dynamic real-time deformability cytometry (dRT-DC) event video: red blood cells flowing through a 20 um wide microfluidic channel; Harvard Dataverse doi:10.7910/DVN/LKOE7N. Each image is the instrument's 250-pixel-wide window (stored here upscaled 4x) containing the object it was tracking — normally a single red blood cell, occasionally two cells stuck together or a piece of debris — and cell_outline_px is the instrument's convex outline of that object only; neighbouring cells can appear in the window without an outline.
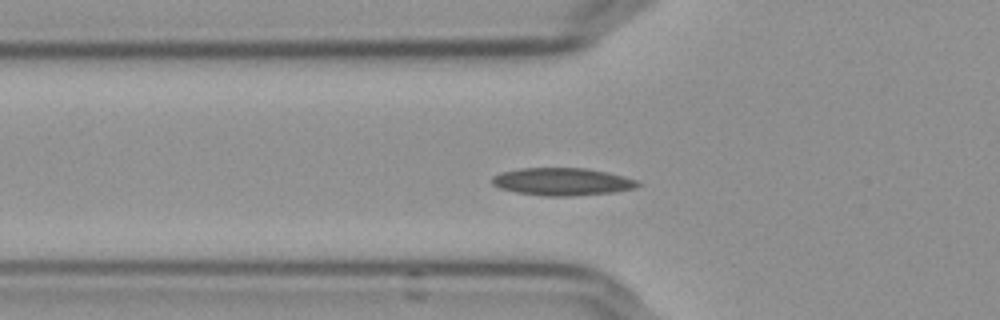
{"species": "Egyptian fruit bat (a non-hibernating species)", "species_latin": "Rousettus aegyptiacus", "temperature_condition": "cold", "stored_images_in_passage": 38, "camera_frame_rate_fps": 3000, "um_per_image_px": 0.085, "frame": {"image": 1, "passage_image": 2, "time_ms": 0.333, "image_size_px": [1000, 320], "cell_outline_px": [[644, 184], [636, 188], [616, 192], [572, 196], [544, 196], [516, 192], [500, 188], [492, 184], [492, 176], [500, 172], [520, 168], [584, 168], [624, 176], [636, 180]], "centroid_in_image_um": [47.8, 15.45], "position_along_channel_um": 78.0, "area_um2": 23.52}}
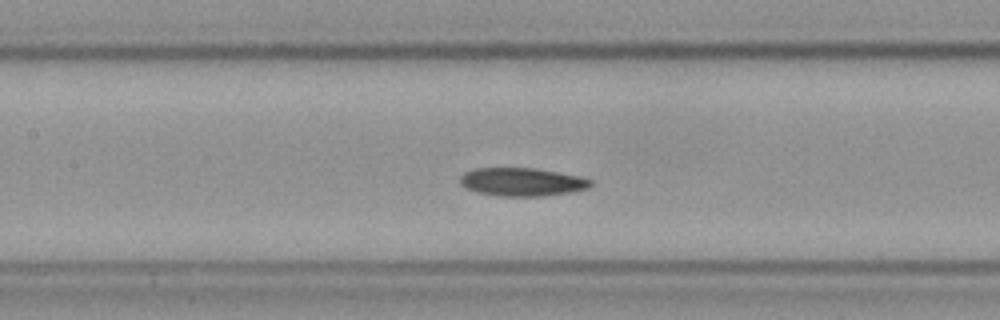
{"frame": {"image": 2, "passage_image": 9, "time_ms": 2.667, "image_size_px": [1000, 320], "cell_outline_px": [[592, 184], [588, 188], [572, 192], [544, 196], [500, 196], [476, 192], [460, 184], [460, 176], [464, 172], [472, 168], [536, 168], [580, 176], [592, 180]], "centroid_in_image_um": [44.37, 15.46], "position_along_channel_um": 163.0, "area_um2": 21.62}}
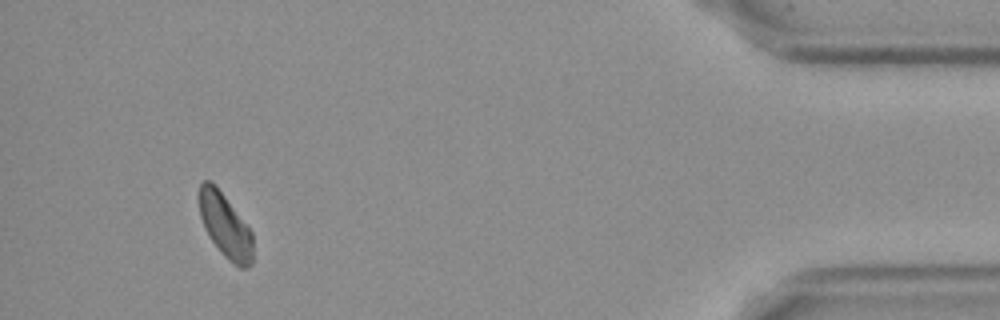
{"frame": {"image": 3, "passage_image": 35, "time_ms": 11.333, "image_size_px": [1000, 320], "cell_outline_px": [[252, 264], [248, 268], [240, 268], [232, 264], [224, 256], [208, 236], [204, 228], [200, 216], [200, 184], [204, 180], [208, 180], [224, 196], [252, 232]], "centroid_in_image_um": [19.15, 19.26], "position_along_channel_um": 416.0, "area_um2": 19.65}, "authors_computed_cell_mechanics": {"area_um2": 21.2126, "velocity_mm_per_s": 3.6116, "shape_relaxation_time_tau1_ms": 10.3978, "shape_relaxation_time_tau2_ms": null, "deformation_change_tau1": 0.1586, "deformation_change_tau2": null}}